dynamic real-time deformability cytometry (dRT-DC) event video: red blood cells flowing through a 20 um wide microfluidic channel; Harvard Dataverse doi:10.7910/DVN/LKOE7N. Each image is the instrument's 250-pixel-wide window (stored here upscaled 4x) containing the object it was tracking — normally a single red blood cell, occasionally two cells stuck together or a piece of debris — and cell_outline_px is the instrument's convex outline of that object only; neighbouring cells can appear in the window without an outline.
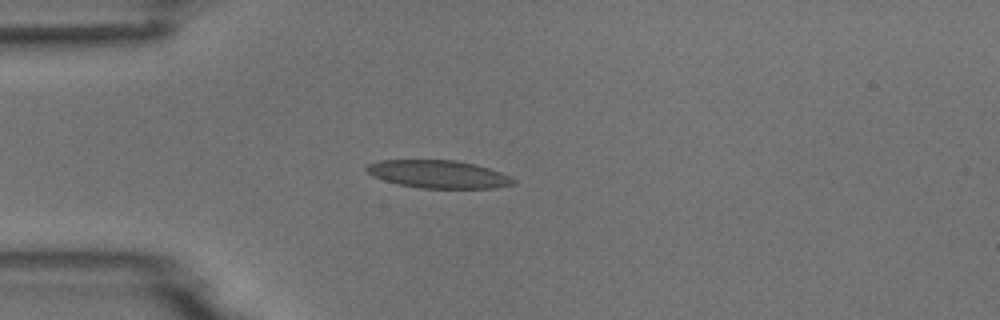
{"species": "common noctule bat (a hibernating species)", "species_latin": "Nyctalus noctula", "temperature_condition": "room temperature", "stored_images_in_passage": 16, "camera_frame_rate_fps": 3000, "um_per_image_px": 0.085, "animal": {"sex": "male", "body_mass_g": 18.8}, "frame": {"image": 1, "passage_image": 1, "time_ms": 0.0, "image_size_px": [1000, 320], "cell_outline_px": [[516, 184], [496, 188], [420, 188], [400, 184], [384, 180], [372, 176], [364, 168], [368, 164], [380, 160], [456, 160], [488, 168], [512, 176], [516, 180]], "centroid_in_image_um": [37.29, 14.81], "position_along_channel_um": 47.7, "area_um2": 23.81}}
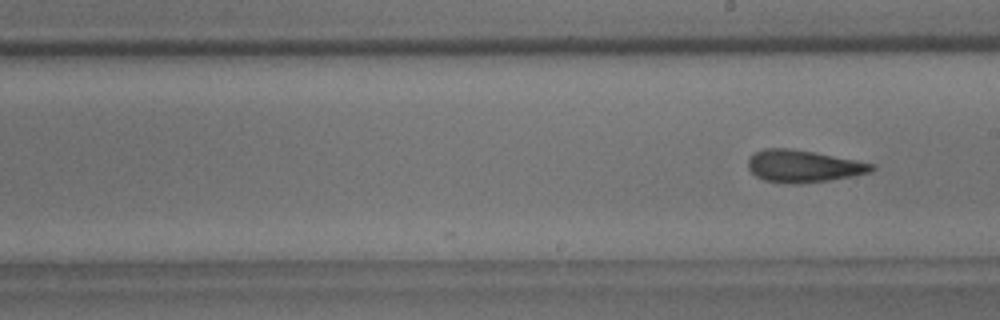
{"frame": {"image": 2, "passage_image": 16, "time_ms": 5.0, "image_size_px": [1000, 320], "cell_outline_px": [[876, 168], [868, 172], [852, 176], [828, 180], [796, 184], [764, 180], [756, 176], [748, 168], [748, 156], [752, 152], [764, 148], [788, 148], [812, 152], [876, 164]], "centroid_in_image_um": [68.23, 14.11], "position_along_channel_um": 220.8, "area_um2": 23.0}}